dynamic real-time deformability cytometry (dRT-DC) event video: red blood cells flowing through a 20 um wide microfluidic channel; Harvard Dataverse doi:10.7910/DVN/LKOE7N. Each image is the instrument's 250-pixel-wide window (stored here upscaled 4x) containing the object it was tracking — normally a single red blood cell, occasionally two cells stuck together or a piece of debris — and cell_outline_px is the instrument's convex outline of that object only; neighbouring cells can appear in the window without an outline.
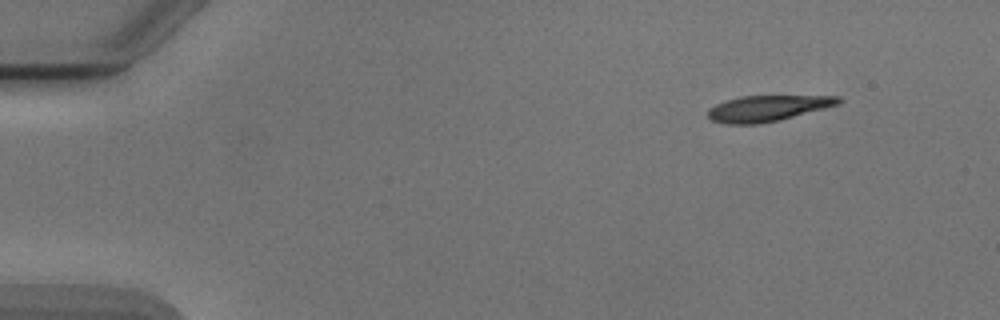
{"species": "Egyptian fruit bat (a non-hibernating species)", "species_latin": "Rousettus aegyptiacus", "temperature_condition": "cold", "stored_images_in_passage": 5, "camera_frame_rate_fps": 3000, "um_per_image_px": 0.085, "animal": {"sex": "male"}, "frame": {"image": 1, "passage_image": 1, "time_ms": 0.0, "image_size_px": [1000, 320], "cell_outline_px": [[844, 100], [840, 104], [780, 120], [756, 124], [724, 124], [712, 120], [708, 116], [708, 108], [716, 104], [728, 100], [744, 96], [840, 96]], "centroid_in_image_um": [65.27, 9.21], "position_along_channel_um": 19.7, "area_um2": 19.59}}
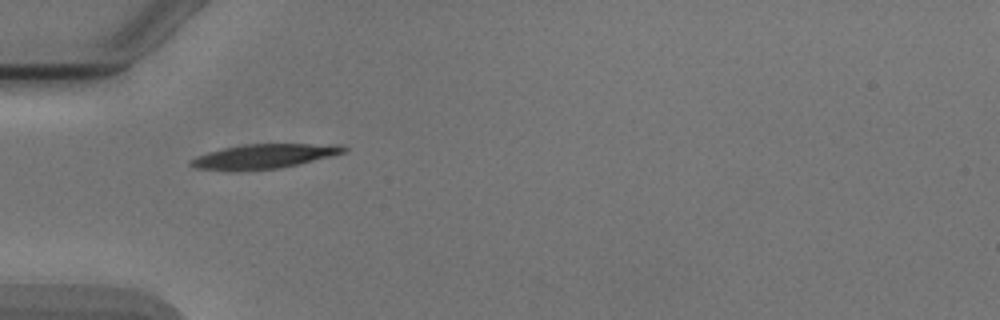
{"frame": {"image": 2, "passage_image": 4, "time_ms": 3.667, "image_size_px": [1000, 320], "cell_outline_px": [[348, 148], [344, 152], [332, 156], [280, 168], [196, 168], [188, 164], [196, 156], [208, 152], [224, 148], [244, 144], [340, 144]], "centroid_in_image_um": [22.55, 13.23], "position_along_channel_um": 62.4, "area_um2": 20.75}}
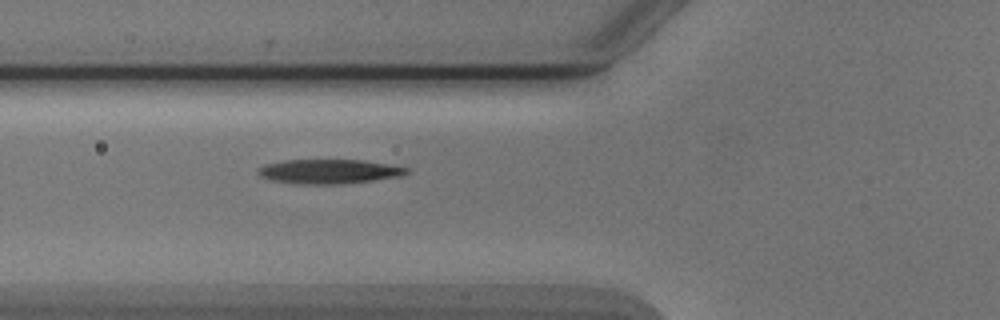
{"frame": {"image": 3, "passage_image": 5, "time_ms": 4.667, "image_size_px": [1000, 320], "cell_outline_px": [[412, 172], [400, 176], [372, 180], [340, 184], [296, 184], [272, 180], [260, 176], [256, 172], [256, 168], [264, 164], [284, 160], [364, 160], [408, 168]], "centroid_in_image_um": [27.92, 14.57], "position_along_channel_um": 97.9, "area_um2": 21.15}}